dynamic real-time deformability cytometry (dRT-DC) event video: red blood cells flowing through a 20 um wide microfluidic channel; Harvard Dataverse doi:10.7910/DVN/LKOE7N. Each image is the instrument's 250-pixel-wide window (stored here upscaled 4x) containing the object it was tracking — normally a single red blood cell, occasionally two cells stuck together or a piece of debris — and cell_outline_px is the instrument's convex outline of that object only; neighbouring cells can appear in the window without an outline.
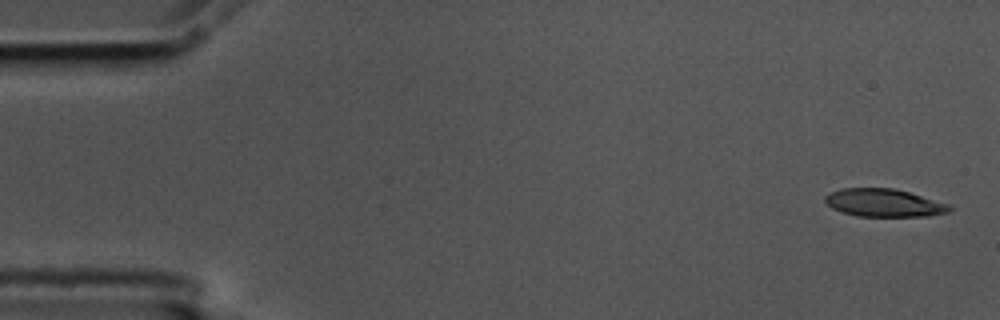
{"species": "common noctule bat (a hibernating species)", "species_latin": "Nyctalus noctula", "temperature_condition": "cold", "stored_images_in_passage": 3, "camera_frame_rate_fps": 3000, "um_per_image_px": 0.085, "animal": {"sex": "male", "body_mass_g": 17.5, "forearm_length_mm": 52.3}, "frame": {"image": 1, "passage_image": 1, "time_ms": 0.0, "image_size_px": [1000, 320], "cell_outline_px": [[952, 208], [948, 212], [928, 216], [856, 216], [832, 208], [824, 200], [824, 196], [840, 188], [892, 188], [908, 192], [948, 204]], "centroid_in_image_um": [75.11, 17.24], "position_along_channel_um": 9.9, "area_um2": 19.94}}